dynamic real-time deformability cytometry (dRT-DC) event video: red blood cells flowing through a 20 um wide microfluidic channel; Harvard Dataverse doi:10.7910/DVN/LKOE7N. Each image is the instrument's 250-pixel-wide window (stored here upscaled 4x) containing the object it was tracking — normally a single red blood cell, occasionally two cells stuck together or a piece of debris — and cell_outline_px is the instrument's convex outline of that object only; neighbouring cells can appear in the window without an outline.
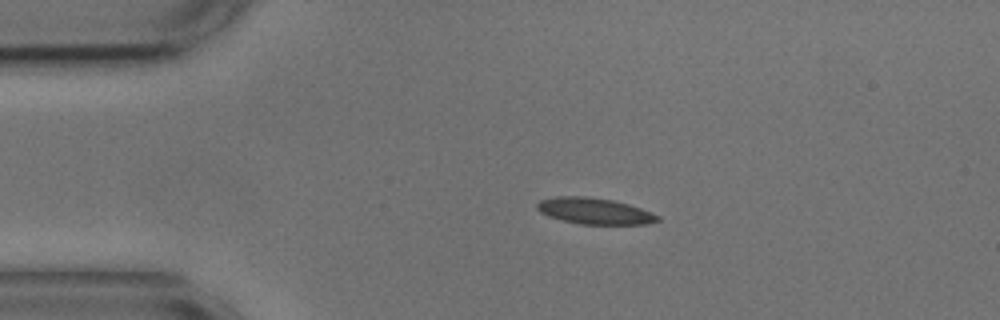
{"species": "common noctule bat (a hibernating species)", "species_latin": "Nyctalus noctula", "temperature_condition": "cold", "stored_images_in_passage": 2, "camera_frame_rate_fps": 3000, "um_per_image_px": 0.085, "animal": {"sex": "male", "body_mass_g": 17.9, "forearm_length_mm": 54.2}, "frame": {"image": 1, "passage_image": 1, "time_ms": 0.0, "image_size_px": [1000, 320], "cell_outline_px": [[660, 220], [644, 224], [580, 224], [548, 216], [540, 212], [536, 208], [536, 204], [540, 200], [556, 196], [588, 196], [612, 200], [628, 204], [652, 212], [660, 216]], "centroid_in_image_um": [50.52, 17.93], "position_along_channel_um": 34.5, "area_um2": 18.38}}